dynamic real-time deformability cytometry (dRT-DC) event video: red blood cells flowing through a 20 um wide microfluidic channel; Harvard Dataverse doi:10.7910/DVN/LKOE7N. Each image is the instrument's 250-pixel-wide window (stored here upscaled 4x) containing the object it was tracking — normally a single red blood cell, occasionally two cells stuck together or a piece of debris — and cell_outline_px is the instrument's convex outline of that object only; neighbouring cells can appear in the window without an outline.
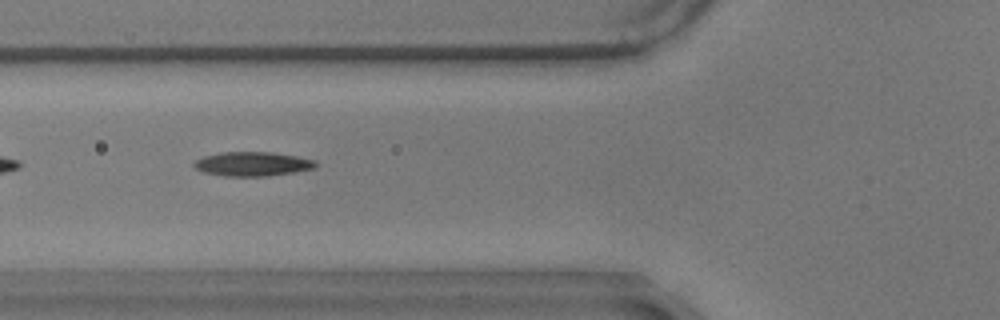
{"species": "common noctule bat (a hibernating species)", "species_latin": "Nyctalus noctula", "temperature_condition": "warm", "stored_images_in_passage": 41, "camera_frame_rate_fps": 3000, "um_per_image_px": 0.085, "animal": {"sex": "male", "body_mass_g": 17.9}, "frame": {"image": 1, "passage_image": 5, "time_ms": 1.333, "image_size_px": [1000, 320], "cell_outline_px": [[316, 168], [268, 176], [224, 176], [204, 172], [196, 168], [192, 164], [196, 160], [204, 156], [224, 152], [272, 152], [296, 156], [316, 160]], "centroid_in_image_um": [21.47, 13.93], "position_along_channel_um": 104.3, "area_um2": 17.05}}
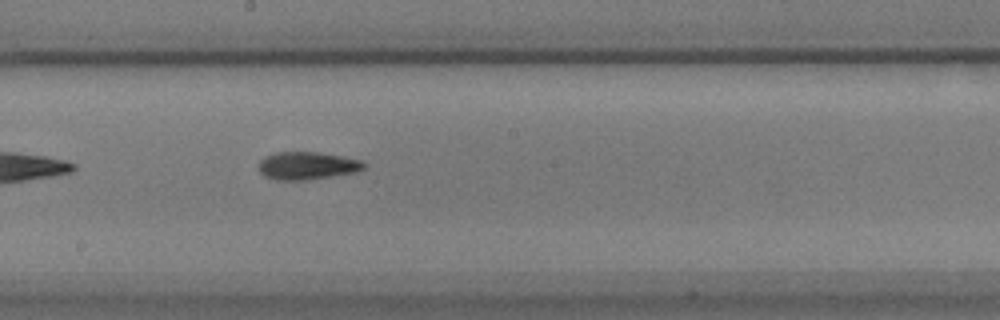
{"frame": {"image": 2, "passage_image": 15, "time_ms": 4.667, "image_size_px": [1000, 320], "cell_outline_px": [[368, 164], [364, 168], [356, 172], [304, 180], [276, 180], [264, 176], [260, 172], [260, 160], [264, 156], [276, 152], [316, 152], [340, 156], [360, 160]], "centroid_in_image_um": [26.09, 14.08], "position_along_channel_um": 222.1, "area_um2": 16.88}}
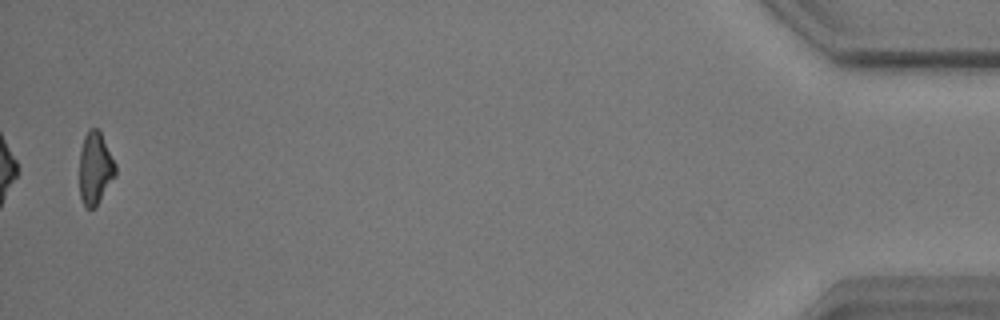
{"frame": {"image": 3, "passage_image": 40, "time_ms": 13.0, "image_size_px": [1000, 320], "cell_outline_px": [[116, 176], [96, 204], [92, 208], [84, 208], [80, 200], [80, 148], [84, 136], [88, 128], [96, 128], [100, 132], [116, 164]], "centroid_in_image_um": [8.07, 14.29], "position_along_channel_um": 427.1, "area_um2": 15.14}, "authors_computed_cell_mechanics": {"area_um2": 16.4152, "velocity_mm_per_s": 3.5249, "shape_relaxation_time_tau1_ms": null, "shape_relaxation_time_tau2_ms": 4.937, "deformation_change_tau1": null, "deformation_change_tau2": 0.1339}}